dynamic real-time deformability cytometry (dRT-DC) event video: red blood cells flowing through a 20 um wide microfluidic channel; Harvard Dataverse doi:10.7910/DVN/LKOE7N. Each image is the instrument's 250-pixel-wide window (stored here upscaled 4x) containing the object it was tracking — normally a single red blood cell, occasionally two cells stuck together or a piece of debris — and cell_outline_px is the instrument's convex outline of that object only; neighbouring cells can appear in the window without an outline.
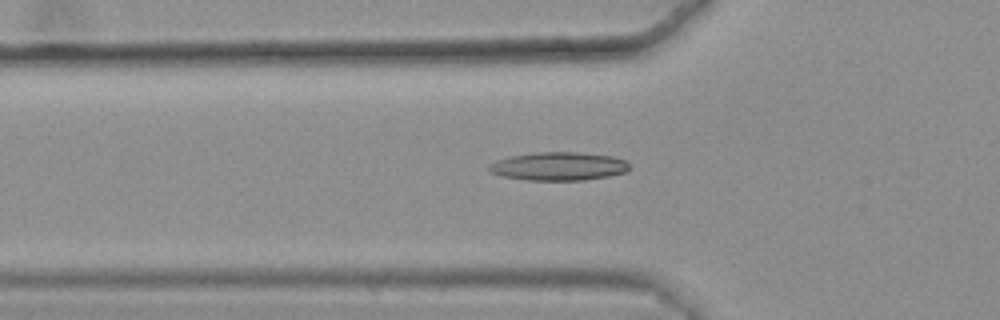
{"species": "common noctule bat (a hibernating species)", "species_latin": "Nyctalus noctula", "temperature_condition": "warm", "stored_images_in_passage": 40, "camera_frame_rate_fps": 3000, "um_per_image_px": 0.085, "animal": {"sex": "female", "body_mass_g": 25.1}, "frame": {"image": 1, "passage_image": 10, "time_ms": 3.0, "image_size_px": [1000, 320], "cell_outline_px": [[628, 172], [608, 176], [584, 180], [528, 180], [504, 176], [492, 172], [488, 168], [488, 164], [496, 160], [512, 156], [540, 152], [580, 152], [612, 156], [624, 160], [628, 164]], "centroid_in_image_um": [47.5, 14.13], "position_along_channel_um": 78.3, "area_um2": 23.0}}
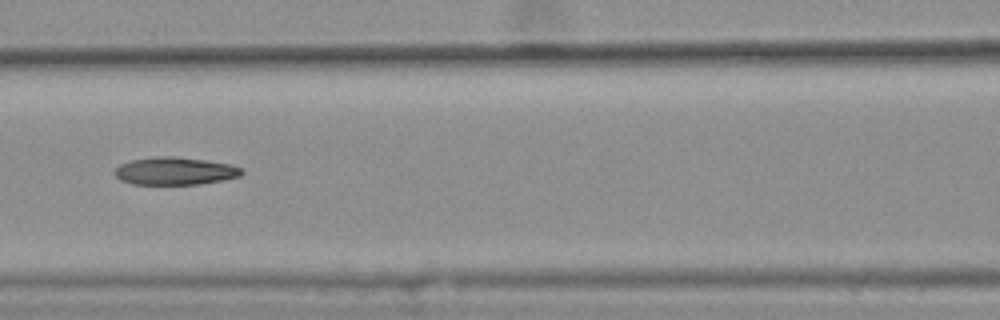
{"frame": {"image": 2, "passage_image": 16, "time_ms": 5.0, "image_size_px": [1000, 320], "cell_outline_px": [[244, 172], [240, 176], [200, 184], [132, 184], [120, 180], [116, 176], [116, 168], [120, 164], [132, 160], [156, 156], [172, 156], [204, 160], [228, 164], [240, 168]], "centroid_in_image_um": [14.84, 14.54], "position_along_channel_um": 151.8, "area_um2": 20.17}}
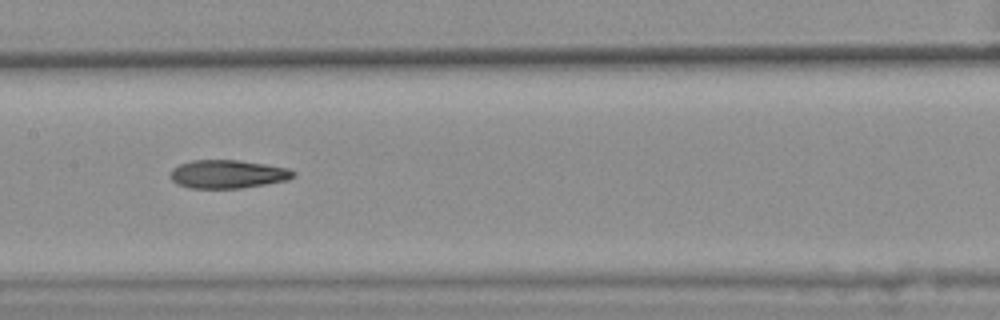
{"frame": {"image": 3, "passage_image": 19, "time_ms": 6.0, "image_size_px": [1000, 320], "cell_outline_px": [[296, 176], [288, 180], [240, 188], [188, 188], [176, 184], [168, 176], [172, 168], [180, 164], [192, 160], [236, 160], [264, 164], [288, 168], [296, 172]], "centroid_in_image_um": [19.32, 14.8], "position_along_channel_um": 188.1, "area_um2": 20.4}, "authors_computed_cell_mechanics": {"area_um2": 20.6346, "velocity_mm_per_s": 3.6407, "shape_relaxation_time_tau1_ms": null, "shape_relaxation_time_tau2_ms": 4.8187, "deformation_change_tau1": null, "deformation_change_tau2": 0.1522}}